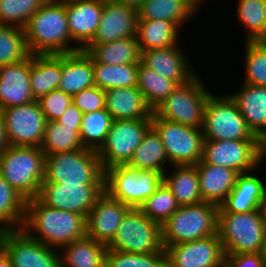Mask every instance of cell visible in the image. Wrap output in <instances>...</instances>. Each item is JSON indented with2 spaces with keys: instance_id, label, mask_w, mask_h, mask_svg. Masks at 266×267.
<instances>
[{
  "instance_id": "48",
  "label": "cell",
  "mask_w": 266,
  "mask_h": 267,
  "mask_svg": "<svg viewBox=\"0 0 266 267\" xmlns=\"http://www.w3.org/2000/svg\"><path fill=\"white\" fill-rule=\"evenodd\" d=\"M225 267H266L260 253L225 254Z\"/></svg>"
},
{
  "instance_id": "32",
  "label": "cell",
  "mask_w": 266,
  "mask_h": 267,
  "mask_svg": "<svg viewBox=\"0 0 266 267\" xmlns=\"http://www.w3.org/2000/svg\"><path fill=\"white\" fill-rule=\"evenodd\" d=\"M62 76V54H31V92L35 100L58 89Z\"/></svg>"
},
{
  "instance_id": "17",
  "label": "cell",
  "mask_w": 266,
  "mask_h": 267,
  "mask_svg": "<svg viewBox=\"0 0 266 267\" xmlns=\"http://www.w3.org/2000/svg\"><path fill=\"white\" fill-rule=\"evenodd\" d=\"M167 267H225L219 235L173 244L165 248Z\"/></svg>"
},
{
  "instance_id": "41",
  "label": "cell",
  "mask_w": 266,
  "mask_h": 267,
  "mask_svg": "<svg viewBox=\"0 0 266 267\" xmlns=\"http://www.w3.org/2000/svg\"><path fill=\"white\" fill-rule=\"evenodd\" d=\"M242 83L266 87V48L259 41H244Z\"/></svg>"
},
{
  "instance_id": "38",
  "label": "cell",
  "mask_w": 266,
  "mask_h": 267,
  "mask_svg": "<svg viewBox=\"0 0 266 267\" xmlns=\"http://www.w3.org/2000/svg\"><path fill=\"white\" fill-rule=\"evenodd\" d=\"M27 200L0 175V224L6 229H22Z\"/></svg>"
},
{
  "instance_id": "53",
  "label": "cell",
  "mask_w": 266,
  "mask_h": 267,
  "mask_svg": "<svg viewBox=\"0 0 266 267\" xmlns=\"http://www.w3.org/2000/svg\"><path fill=\"white\" fill-rule=\"evenodd\" d=\"M259 210H260V213H261V217L263 219V222H264V224L266 226V194L264 196V199L260 203Z\"/></svg>"
},
{
  "instance_id": "37",
  "label": "cell",
  "mask_w": 266,
  "mask_h": 267,
  "mask_svg": "<svg viewBox=\"0 0 266 267\" xmlns=\"http://www.w3.org/2000/svg\"><path fill=\"white\" fill-rule=\"evenodd\" d=\"M178 86L177 82L157 74L141 62L139 63L137 87L152 110L160 105Z\"/></svg>"
},
{
  "instance_id": "3",
  "label": "cell",
  "mask_w": 266,
  "mask_h": 267,
  "mask_svg": "<svg viewBox=\"0 0 266 267\" xmlns=\"http://www.w3.org/2000/svg\"><path fill=\"white\" fill-rule=\"evenodd\" d=\"M45 165L41 147L9 145L0 154V175L26 200L37 197Z\"/></svg>"
},
{
  "instance_id": "1",
  "label": "cell",
  "mask_w": 266,
  "mask_h": 267,
  "mask_svg": "<svg viewBox=\"0 0 266 267\" xmlns=\"http://www.w3.org/2000/svg\"><path fill=\"white\" fill-rule=\"evenodd\" d=\"M22 229L31 238L58 250L87 236L84 215L50 207L36 197L26 202Z\"/></svg>"
},
{
  "instance_id": "36",
  "label": "cell",
  "mask_w": 266,
  "mask_h": 267,
  "mask_svg": "<svg viewBox=\"0 0 266 267\" xmlns=\"http://www.w3.org/2000/svg\"><path fill=\"white\" fill-rule=\"evenodd\" d=\"M94 85L102 90L137 86L139 64L107 65L92 58Z\"/></svg>"
},
{
  "instance_id": "16",
  "label": "cell",
  "mask_w": 266,
  "mask_h": 267,
  "mask_svg": "<svg viewBox=\"0 0 266 267\" xmlns=\"http://www.w3.org/2000/svg\"><path fill=\"white\" fill-rule=\"evenodd\" d=\"M2 248L12 267H60L59 250L31 238L23 229L6 230Z\"/></svg>"
},
{
  "instance_id": "13",
  "label": "cell",
  "mask_w": 266,
  "mask_h": 267,
  "mask_svg": "<svg viewBox=\"0 0 266 267\" xmlns=\"http://www.w3.org/2000/svg\"><path fill=\"white\" fill-rule=\"evenodd\" d=\"M151 127L152 119L113 120L104 143L97 150L102 169L127 165Z\"/></svg>"
},
{
  "instance_id": "25",
  "label": "cell",
  "mask_w": 266,
  "mask_h": 267,
  "mask_svg": "<svg viewBox=\"0 0 266 267\" xmlns=\"http://www.w3.org/2000/svg\"><path fill=\"white\" fill-rule=\"evenodd\" d=\"M199 0H144L138 8V19H162L182 28L201 14Z\"/></svg>"
},
{
  "instance_id": "15",
  "label": "cell",
  "mask_w": 266,
  "mask_h": 267,
  "mask_svg": "<svg viewBox=\"0 0 266 267\" xmlns=\"http://www.w3.org/2000/svg\"><path fill=\"white\" fill-rule=\"evenodd\" d=\"M104 192V185L42 182L36 198L50 207L72 211L87 218L97 199Z\"/></svg>"
},
{
  "instance_id": "14",
  "label": "cell",
  "mask_w": 266,
  "mask_h": 267,
  "mask_svg": "<svg viewBox=\"0 0 266 267\" xmlns=\"http://www.w3.org/2000/svg\"><path fill=\"white\" fill-rule=\"evenodd\" d=\"M8 144L12 146L40 147L43 143L47 119L40 103H31L0 109Z\"/></svg>"
},
{
  "instance_id": "45",
  "label": "cell",
  "mask_w": 266,
  "mask_h": 267,
  "mask_svg": "<svg viewBox=\"0 0 266 267\" xmlns=\"http://www.w3.org/2000/svg\"><path fill=\"white\" fill-rule=\"evenodd\" d=\"M105 267H167L166 252L165 249L148 254L107 250Z\"/></svg>"
},
{
  "instance_id": "27",
  "label": "cell",
  "mask_w": 266,
  "mask_h": 267,
  "mask_svg": "<svg viewBox=\"0 0 266 267\" xmlns=\"http://www.w3.org/2000/svg\"><path fill=\"white\" fill-rule=\"evenodd\" d=\"M195 166L203 201L220 206L234 188L239 173L233 169L205 162H198Z\"/></svg>"
},
{
  "instance_id": "6",
  "label": "cell",
  "mask_w": 266,
  "mask_h": 267,
  "mask_svg": "<svg viewBox=\"0 0 266 267\" xmlns=\"http://www.w3.org/2000/svg\"><path fill=\"white\" fill-rule=\"evenodd\" d=\"M199 73L188 83L179 85L153 113L161 119L202 129L207 100L213 93Z\"/></svg>"
},
{
  "instance_id": "58",
  "label": "cell",
  "mask_w": 266,
  "mask_h": 267,
  "mask_svg": "<svg viewBox=\"0 0 266 267\" xmlns=\"http://www.w3.org/2000/svg\"><path fill=\"white\" fill-rule=\"evenodd\" d=\"M53 1H62V2H64V1H68V0H53Z\"/></svg>"
},
{
  "instance_id": "43",
  "label": "cell",
  "mask_w": 266,
  "mask_h": 267,
  "mask_svg": "<svg viewBox=\"0 0 266 267\" xmlns=\"http://www.w3.org/2000/svg\"><path fill=\"white\" fill-rule=\"evenodd\" d=\"M175 196L162 182L155 193H153L139 208L148 218L162 225L178 208Z\"/></svg>"
},
{
  "instance_id": "9",
  "label": "cell",
  "mask_w": 266,
  "mask_h": 267,
  "mask_svg": "<svg viewBox=\"0 0 266 267\" xmlns=\"http://www.w3.org/2000/svg\"><path fill=\"white\" fill-rule=\"evenodd\" d=\"M202 132L205 140H261L248 127L237 103L225 93L207 100Z\"/></svg>"
},
{
  "instance_id": "40",
  "label": "cell",
  "mask_w": 266,
  "mask_h": 267,
  "mask_svg": "<svg viewBox=\"0 0 266 267\" xmlns=\"http://www.w3.org/2000/svg\"><path fill=\"white\" fill-rule=\"evenodd\" d=\"M112 122L113 118L105 108L83 114L79 132L84 148L97 151L104 143Z\"/></svg>"
},
{
  "instance_id": "44",
  "label": "cell",
  "mask_w": 266,
  "mask_h": 267,
  "mask_svg": "<svg viewBox=\"0 0 266 267\" xmlns=\"http://www.w3.org/2000/svg\"><path fill=\"white\" fill-rule=\"evenodd\" d=\"M48 0H0V24L24 28Z\"/></svg>"
},
{
  "instance_id": "46",
  "label": "cell",
  "mask_w": 266,
  "mask_h": 267,
  "mask_svg": "<svg viewBox=\"0 0 266 267\" xmlns=\"http://www.w3.org/2000/svg\"><path fill=\"white\" fill-rule=\"evenodd\" d=\"M38 102L47 121H57L66 109L73 104L72 96L55 89L42 96Z\"/></svg>"
},
{
  "instance_id": "28",
  "label": "cell",
  "mask_w": 266,
  "mask_h": 267,
  "mask_svg": "<svg viewBox=\"0 0 266 267\" xmlns=\"http://www.w3.org/2000/svg\"><path fill=\"white\" fill-rule=\"evenodd\" d=\"M95 86L92 56L85 50L62 54V76L58 89L71 96Z\"/></svg>"
},
{
  "instance_id": "10",
  "label": "cell",
  "mask_w": 266,
  "mask_h": 267,
  "mask_svg": "<svg viewBox=\"0 0 266 267\" xmlns=\"http://www.w3.org/2000/svg\"><path fill=\"white\" fill-rule=\"evenodd\" d=\"M107 248L141 254L161 252L164 249L161 225L139 209L131 208L123 217L115 237Z\"/></svg>"
},
{
  "instance_id": "24",
  "label": "cell",
  "mask_w": 266,
  "mask_h": 267,
  "mask_svg": "<svg viewBox=\"0 0 266 267\" xmlns=\"http://www.w3.org/2000/svg\"><path fill=\"white\" fill-rule=\"evenodd\" d=\"M227 92L237 103L248 127L266 144V87L241 83ZM233 91V92H232Z\"/></svg>"
},
{
  "instance_id": "11",
  "label": "cell",
  "mask_w": 266,
  "mask_h": 267,
  "mask_svg": "<svg viewBox=\"0 0 266 267\" xmlns=\"http://www.w3.org/2000/svg\"><path fill=\"white\" fill-rule=\"evenodd\" d=\"M152 128L164 145L171 165H196L203 155L202 129L158 118L152 114Z\"/></svg>"
},
{
  "instance_id": "18",
  "label": "cell",
  "mask_w": 266,
  "mask_h": 267,
  "mask_svg": "<svg viewBox=\"0 0 266 267\" xmlns=\"http://www.w3.org/2000/svg\"><path fill=\"white\" fill-rule=\"evenodd\" d=\"M265 164L266 148L261 160V166L254 171L237 176L234 188L219 206L218 212L246 213L259 209L260 203L266 194V179L262 175L266 172L264 170L266 169ZM263 167L264 169H262Z\"/></svg>"
},
{
  "instance_id": "19",
  "label": "cell",
  "mask_w": 266,
  "mask_h": 267,
  "mask_svg": "<svg viewBox=\"0 0 266 267\" xmlns=\"http://www.w3.org/2000/svg\"><path fill=\"white\" fill-rule=\"evenodd\" d=\"M182 42L164 49H153L141 52L140 62L157 74L177 82L179 85L188 83L199 72L193 62L184 53ZM190 60V61H189ZM197 71H196V70Z\"/></svg>"
},
{
  "instance_id": "30",
  "label": "cell",
  "mask_w": 266,
  "mask_h": 267,
  "mask_svg": "<svg viewBox=\"0 0 266 267\" xmlns=\"http://www.w3.org/2000/svg\"><path fill=\"white\" fill-rule=\"evenodd\" d=\"M163 182L180 206L203 202L195 165H172L164 174Z\"/></svg>"
},
{
  "instance_id": "20",
  "label": "cell",
  "mask_w": 266,
  "mask_h": 267,
  "mask_svg": "<svg viewBox=\"0 0 266 267\" xmlns=\"http://www.w3.org/2000/svg\"><path fill=\"white\" fill-rule=\"evenodd\" d=\"M104 10V0H68L66 15L72 41L84 50L94 39Z\"/></svg>"
},
{
  "instance_id": "26",
  "label": "cell",
  "mask_w": 266,
  "mask_h": 267,
  "mask_svg": "<svg viewBox=\"0 0 266 267\" xmlns=\"http://www.w3.org/2000/svg\"><path fill=\"white\" fill-rule=\"evenodd\" d=\"M105 109L113 120L152 119L153 114L137 86L105 90Z\"/></svg>"
},
{
  "instance_id": "7",
  "label": "cell",
  "mask_w": 266,
  "mask_h": 267,
  "mask_svg": "<svg viewBox=\"0 0 266 267\" xmlns=\"http://www.w3.org/2000/svg\"><path fill=\"white\" fill-rule=\"evenodd\" d=\"M162 182L163 174L155 170L117 165L104 171L105 192L130 208L139 209Z\"/></svg>"
},
{
  "instance_id": "54",
  "label": "cell",
  "mask_w": 266,
  "mask_h": 267,
  "mask_svg": "<svg viewBox=\"0 0 266 267\" xmlns=\"http://www.w3.org/2000/svg\"><path fill=\"white\" fill-rule=\"evenodd\" d=\"M261 257L264 259V262L266 264V234H265V237H264V241H263V244H262V248H261Z\"/></svg>"
},
{
  "instance_id": "5",
  "label": "cell",
  "mask_w": 266,
  "mask_h": 267,
  "mask_svg": "<svg viewBox=\"0 0 266 267\" xmlns=\"http://www.w3.org/2000/svg\"><path fill=\"white\" fill-rule=\"evenodd\" d=\"M43 182L104 185V170L97 151L83 148L46 155Z\"/></svg>"
},
{
  "instance_id": "8",
  "label": "cell",
  "mask_w": 266,
  "mask_h": 267,
  "mask_svg": "<svg viewBox=\"0 0 266 267\" xmlns=\"http://www.w3.org/2000/svg\"><path fill=\"white\" fill-rule=\"evenodd\" d=\"M217 233L225 254L260 253L266 226L259 209L246 213L218 212Z\"/></svg>"
},
{
  "instance_id": "56",
  "label": "cell",
  "mask_w": 266,
  "mask_h": 267,
  "mask_svg": "<svg viewBox=\"0 0 266 267\" xmlns=\"http://www.w3.org/2000/svg\"><path fill=\"white\" fill-rule=\"evenodd\" d=\"M259 42L266 48V37L261 38Z\"/></svg>"
},
{
  "instance_id": "51",
  "label": "cell",
  "mask_w": 266,
  "mask_h": 267,
  "mask_svg": "<svg viewBox=\"0 0 266 267\" xmlns=\"http://www.w3.org/2000/svg\"><path fill=\"white\" fill-rule=\"evenodd\" d=\"M0 267H12L11 260L2 247L0 248Z\"/></svg>"
},
{
  "instance_id": "12",
  "label": "cell",
  "mask_w": 266,
  "mask_h": 267,
  "mask_svg": "<svg viewBox=\"0 0 266 267\" xmlns=\"http://www.w3.org/2000/svg\"><path fill=\"white\" fill-rule=\"evenodd\" d=\"M265 148L262 140H205L200 162L248 173L261 166Z\"/></svg>"
},
{
  "instance_id": "34",
  "label": "cell",
  "mask_w": 266,
  "mask_h": 267,
  "mask_svg": "<svg viewBox=\"0 0 266 267\" xmlns=\"http://www.w3.org/2000/svg\"><path fill=\"white\" fill-rule=\"evenodd\" d=\"M127 165L136 169L155 170L161 174L172 166L159 135L152 127L135 149Z\"/></svg>"
},
{
  "instance_id": "39",
  "label": "cell",
  "mask_w": 266,
  "mask_h": 267,
  "mask_svg": "<svg viewBox=\"0 0 266 267\" xmlns=\"http://www.w3.org/2000/svg\"><path fill=\"white\" fill-rule=\"evenodd\" d=\"M41 149L46 155L83 149L80 132L57 121H47Z\"/></svg>"
},
{
  "instance_id": "29",
  "label": "cell",
  "mask_w": 266,
  "mask_h": 267,
  "mask_svg": "<svg viewBox=\"0 0 266 267\" xmlns=\"http://www.w3.org/2000/svg\"><path fill=\"white\" fill-rule=\"evenodd\" d=\"M107 245L84 237L59 249L60 267H105Z\"/></svg>"
},
{
  "instance_id": "49",
  "label": "cell",
  "mask_w": 266,
  "mask_h": 267,
  "mask_svg": "<svg viewBox=\"0 0 266 267\" xmlns=\"http://www.w3.org/2000/svg\"><path fill=\"white\" fill-rule=\"evenodd\" d=\"M83 113L74 105H70L57 122L63 126L74 127L75 131H80Z\"/></svg>"
},
{
  "instance_id": "31",
  "label": "cell",
  "mask_w": 266,
  "mask_h": 267,
  "mask_svg": "<svg viewBox=\"0 0 266 267\" xmlns=\"http://www.w3.org/2000/svg\"><path fill=\"white\" fill-rule=\"evenodd\" d=\"M180 31L168 20L138 19L136 38L140 52L175 46L182 39Z\"/></svg>"
},
{
  "instance_id": "2",
  "label": "cell",
  "mask_w": 266,
  "mask_h": 267,
  "mask_svg": "<svg viewBox=\"0 0 266 267\" xmlns=\"http://www.w3.org/2000/svg\"><path fill=\"white\" fill-rule=\"evenodd\" d=\"M23 29L32 55H60L81 50L70 37L66 1L48 0Z\"/></svg>"
},
{
  "instance_id": "33",
  "label": "cell",
  "mask_w": 266,
  "mask_h": 267,
  "mask_svg": "<svg viewBox=\"0 0 266 267\" xmlns=\"http://www.w3.org/2000/svg\"><path fill=\"white\" fill-rule=\"evenodd\" d=\"M92 58L107 65L139 64L141 52L136 37L105 44H89L85 49Z\"/></svg>"
},
{
  "instance_id": "42",
  "label": "cell",
  "mask_w": 266,
  "mask_h": 267,
  "mask_svg": "<svg viewBox=\"0 0 266 267\" xmlns=\"http://www.w3.org/2000/svg\"><path fill=\"white\" fill-rule=\"evenodd\" d=\"M29 55L24 29L0 24V67L18 63Z\"/></svg>"
},
{
  "instance_id": "50",
  "label": "cell",
  "mask_w": 266,
  "mask_h": 267,
  "mask_svg": "<svg viewBox=\"0 0 266 267\" xmlns=\"http://www.w3.org/2000/svg\"><path fill=\"white\" fill-rule=\"evenodd\" d=\"M9 146L5 124L0 112V154Z\"/></svg>"
},
{
  "instance_id": "55",
  "label": "cell",
  "mask_w": 266,
  "mask_h": 267,
  "mask_svg": "<svg viewBox=\"0 0 266 267\" xmlns=\"http://www.w3.org/2000/svg\"><path fill=\"white\" fill-rule=\"evenodd\" d=\"M6 229L0 224V248L2 247V238Z\"/></svg>"
},
{
  "instance_id": "57",
  "label": "cell",
  "mask_w": 266,
  "mask_h": 267,
  "mask_svg": "<svg viewBox=\"0 0 266 267\" xmlns=\"http://www.w3.org/2000/svg\"><path fill=\"white\" fill-rule=\"evenodd\" d=\"M205 2H206V0H199L200 6L203 7V5H205L203 3H205Z\"/></svg>"
},
{
  "instance_id": "22",
  "label": "cell",
  "mask_w": 266,
  "mask_h": 267,
  "mask_svg": "<svg viewBox=\"0 0 266 267\" xmlns=\"http://www.w3.org/2000/svg\"><path fill=\"white\" fill-rule=\"evenodd\" d=\"M137 21L138 9L113 0H104L98 31L90 44H105L136 37Z\"/></svg>"
},
{
  "instance_id": "35",
  "label": "cell",
  "mask_w": 266,
  "mask_h": 267,
  "mask_svg": "<svg viewBox=\"0 0 266 267\" xmlns=\"http://www.w3.org/2000/svg\"><path fill=\"white\" fill-rule=\"evenodd\" d=\"M236 23L245 31L244 41H259L266 37V0H235ZM246 29V30H245Z\"/></svg>"
},
{
  "instance_id": "21",
  "label": "cell",
  "mask_w": 266,
  "mask_h": 267,
  "mask_svg": "<svg viewBox=\"0 0 266 267\" xmlns=\"http://www.w3.org/2000/svg\"><path fill=\"white\" fill-rule=\"evenodd\" d=\"M131 208L104 192L86 218L87 237L108 245Z\"/></svg>"
},
{
  "instance_id": "47",
  "label": "cell",
  "mask_w": 266,
  "mask_h": 267,
  "mask_svg": "<svg viewBox=\"0 0 266 267\" xmlns=\"http://www.w3.org/2000/svg\"><path fill=\"white\" fill-rule=\"evenodd\" d=\"M73 104L83 113L105 108V90L97 86L86 88L72 96Z\"/></svg>"
},
{
  "instance_id": "4",
  "label": "cell",
  "mask_w": 266,
  "mask_h": 267,
  "mask_svg": "<svg viewBox=\"0 0 266 267\" xmlns=\"http://www.w3.org/2000/svg\"><path fill=\"white\" fill-rule=\"evenodd\" d=\"M219 206L201 202L180 206L162 225L164 249L217 234Z\"/></svg>"
},
{
  "instance_id": "52",
  "label": "cell",
  "mask_w": 266,
  "mask_h": 267,
  "mask_svg": "<svg viewBox=\"0 0 266 267\" xmlns=\"http://www.w3.org/2000/svg\"><path fill=\"white\" fill-rule=\"evenodd\" d=\"M113 1L119 4H124V5L134 7L136 9H138L144 2V0H113Z\"/></svg>"
},
{
  "instance_id": "23",
  "label": "cell",
  "mask_w": 266,
  "mask_h": 267,
  "mask_svg": "<svg viewBox=\"0 0 266 267\" xmlns=\"http://www.w3.org/2000/svg\"><path fill=\"white\" fill-rule=\"evenodd\" d=\"M30 75L31 54L18 63L0 67V109L35 101Z\"/></svg>"
}]
</instances>
